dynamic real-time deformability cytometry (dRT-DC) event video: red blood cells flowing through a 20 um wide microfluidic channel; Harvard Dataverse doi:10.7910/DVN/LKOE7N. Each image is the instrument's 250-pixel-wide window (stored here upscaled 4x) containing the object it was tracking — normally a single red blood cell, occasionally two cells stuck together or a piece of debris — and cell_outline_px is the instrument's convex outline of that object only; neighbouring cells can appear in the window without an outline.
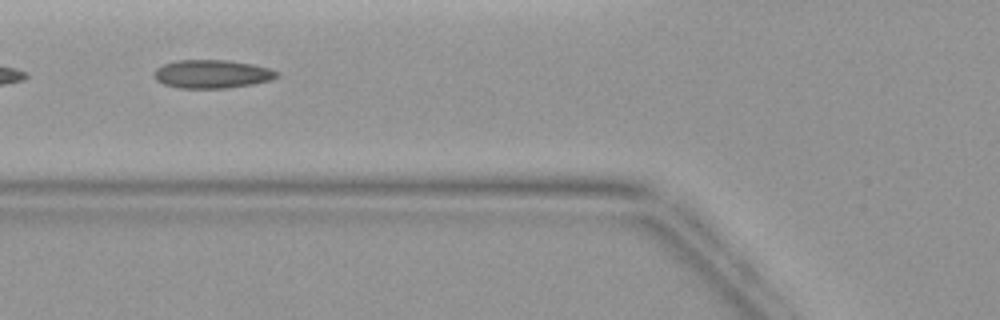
{"species": "common noctule bat (a hibernating species)", "species_latin": "Nyctalus noctula", "temperature_condition": "warm", "stored_images_in_passage": 6, "camera_frame_rate_fps": 3000, "um_per_image_px": 0.085, "animal": {"sex": "female", "body_mass_g": 19.9}, "frame": {"image": 1, "passage_image": 5, "time_ms": 4.667, "image_size_px": [1000, 320], "cell_outline_px": [[280, 76], [272, 80], [252, 84], [224, 88], [180, 88], [164, 84], [156, 80], [152, 76], [152, 72], [156, 68], [164, 64], [176, 60], [228, 60], [252, 64], [268, 68], [280, 72]], "centroid_in_image_um": [18.01, 6.29], "position_along_channel_um": 107.8, "area_um2": 20.46}}